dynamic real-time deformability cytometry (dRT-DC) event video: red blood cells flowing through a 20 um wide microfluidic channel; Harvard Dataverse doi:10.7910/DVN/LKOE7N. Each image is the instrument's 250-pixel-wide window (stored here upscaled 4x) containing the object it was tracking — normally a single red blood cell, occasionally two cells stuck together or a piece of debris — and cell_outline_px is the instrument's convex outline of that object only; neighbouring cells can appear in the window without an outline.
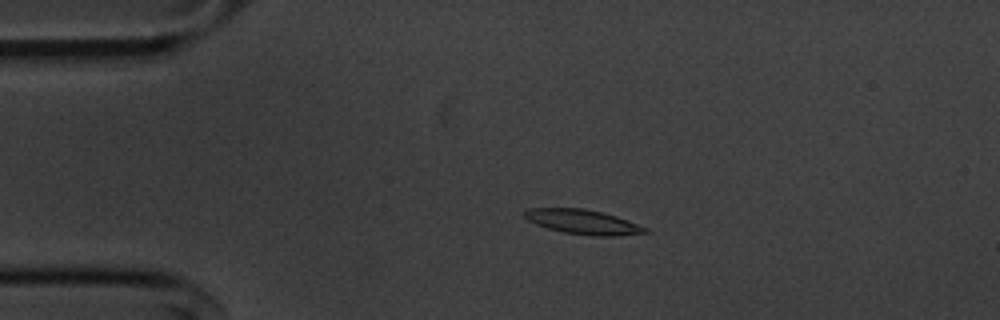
{"species": "common noctule bat (a hibernating species)", "species_latin": "Nyctalus noctula", "temperature_condition": "cold", "stored_images_in_passage": 50, "camera_frame_rate_fps": 3000, "um_per_image_px": 0.085, "animal": {"sex": "male", "body_mass_g": 20.1, "forearm_length_mm": 53.5}, "frame": {"image": 1, "passage_image": 6, "time_ms": 1.667, "image_size_px": [1000, 320], "cell_outline_px": [[652, 232], [612, 236], [596, 236], [564, 232], [548, 228], [536, 224], [528, 220], [524, 216], [524, 212], [528, 208], [584, 208], [616, 216], [628, 220], [648, 228]], "centroid_in_image_um": [49.58, 18.86], "position_along_channel_um": 35.4, "area_um2": 17.17}}
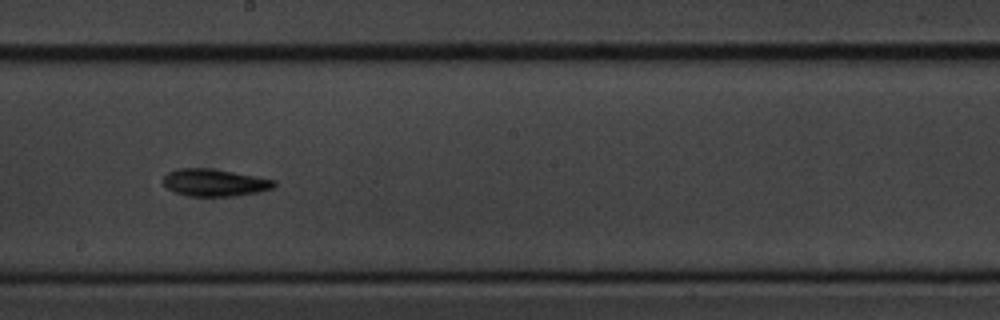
{"frame": {"image": 2, "passage_image": 25, "time_ms": 8.0, "image_size_px": [1000, 320], "cell_outline_px": [[276, 184], [272, 188], [256, 192], [236, 196], [188, 196], [176, 192], [168, 188], [164, 184], [164, 176], [168, 172], [176, 168], [208, 168], [256, 176], [276, 180]], "centroid_in_image_um": [18.23, 15.52], "position_along_channel_um": 230.0, "area_um2": 17.46}}
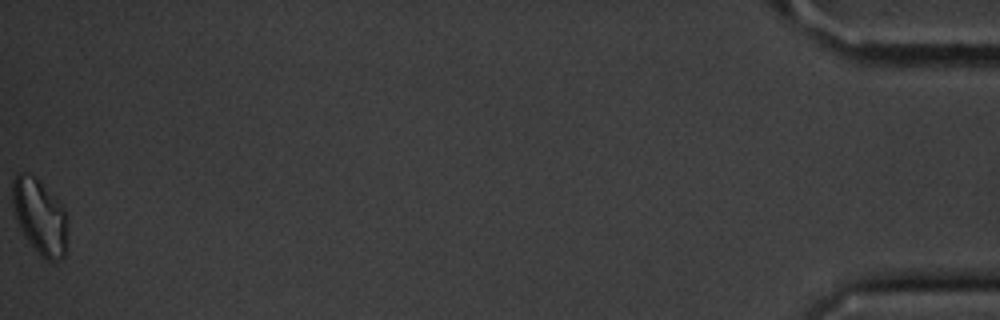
{"frame": {"image": 3, "passage_image": 50, "time_ms": 16.333, "image_size_px": [1000, 320], "cell_outline_px": [[64, 256], [60, 260], [44, 260], [40, 256], [28, 240], [16, 216], [12, 204], [12, 180], [16, 172], [28, 172], [36, 176], [64, 208]], "centroid_in_image_um": [3.32, 18.33], "position_along_channel_um": 431.9, "area_um2": 23.41}, "authors_computed_cell_mechanics": {"area_um2": 17.2533, "velocity_mm_per_s": 3.6058, "shape_relaxation_time_tau1_ms": 5.9962, "shape_relaxation_time_tau2_ms": null, "deformation_change_tau1": 0.1349, "deformation_change_tau2": null}}